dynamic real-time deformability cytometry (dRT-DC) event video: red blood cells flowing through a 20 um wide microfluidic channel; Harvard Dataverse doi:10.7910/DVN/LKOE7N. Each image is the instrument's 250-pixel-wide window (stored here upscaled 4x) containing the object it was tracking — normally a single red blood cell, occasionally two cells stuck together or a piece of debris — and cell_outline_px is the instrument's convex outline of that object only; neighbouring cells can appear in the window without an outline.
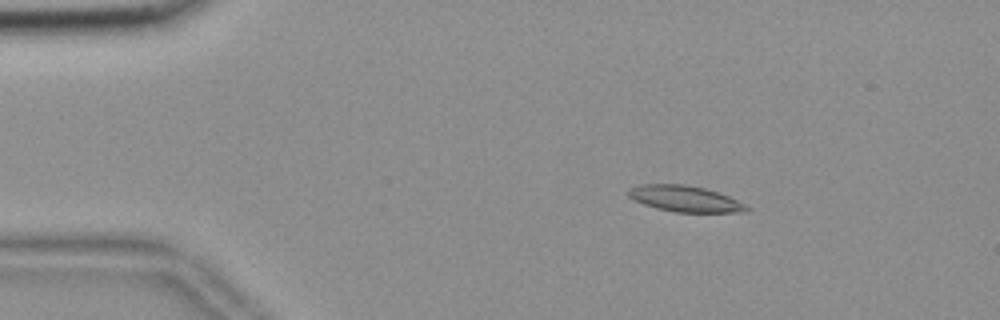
{"species": "common noctule bat (a hibernating species)", "species_latin": "Nyctalus noctula", "temperature_condition": "room temperature", "stored_images_in_passage": 47, "camera_frame_rate_fps": 3000, "um_per_image_px": 0.085, "animal": {"sex": "female", "body_mass_g": 18.4}, "frame": {"image": 1, "passage_image": 1, "time_ms": 0.0, "image_size_px": [1000, 320], "cell_outline_px": [[752, 208], [748, 212], [676, 212], [656, 208], [644, 204], [628, 196], [628, 188], [640, 184], [684, 184], [704, 188], [720, 192]], "centroid_in_image_um": [58.24, 16.89], "position_along_channel_um": 26.8, "area_um2": 17.98}}
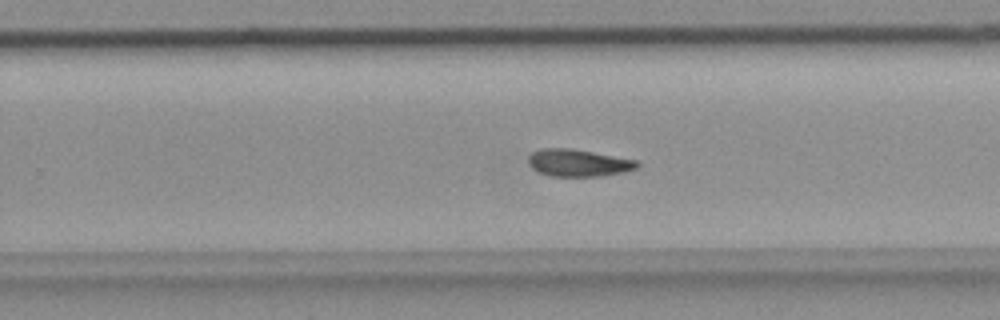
{"frame": {"image": 2, "passage_image": 27, "time_ms": 8.667, "image_size_px": [1000, 320], "cell_outline_px": [[640, 164], [636, 168], [624, 172], [600, 176], [552, 176], [540, 172], [532, 168], [528, 164], [528, 156], [532, 152], [540, 148], [572, 148], [636, 160]], "centroid_in_image_um": [49.13, 13.83], "position_along_channel_um": 280.7, "area_um2": 17.22}}
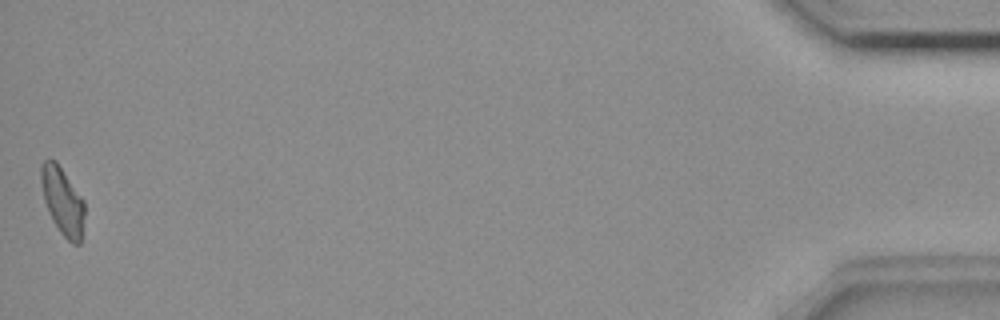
{"frame": {"image": 3, "passage_image": 47, "time_ms": 15.333, "image_size_px": [1000, 320], "cell_outline_px": [[84, 216], [80, 244], [72, 244], [60, 232], [52, 220], [48, 212], [44, 200], [40, 180], [40, 164], [44, 160], [56, 160], [84, 200]], "centroid_in_image_um": [5.3, 17.07], "position_along_channel_um": 429.9, "area_um2": 17.17}, "authors_computed_cell_mechanics": {"area_um2": 17.3978, "velocity_mm_per_s": 3.6732, "shape_relaxation_time_tau1_ms": 11.1538, "shape_relaxation_time_tau2_ms": null, "deformation_change_tau1": 0.2051, "deformation_change_tau2": null}}